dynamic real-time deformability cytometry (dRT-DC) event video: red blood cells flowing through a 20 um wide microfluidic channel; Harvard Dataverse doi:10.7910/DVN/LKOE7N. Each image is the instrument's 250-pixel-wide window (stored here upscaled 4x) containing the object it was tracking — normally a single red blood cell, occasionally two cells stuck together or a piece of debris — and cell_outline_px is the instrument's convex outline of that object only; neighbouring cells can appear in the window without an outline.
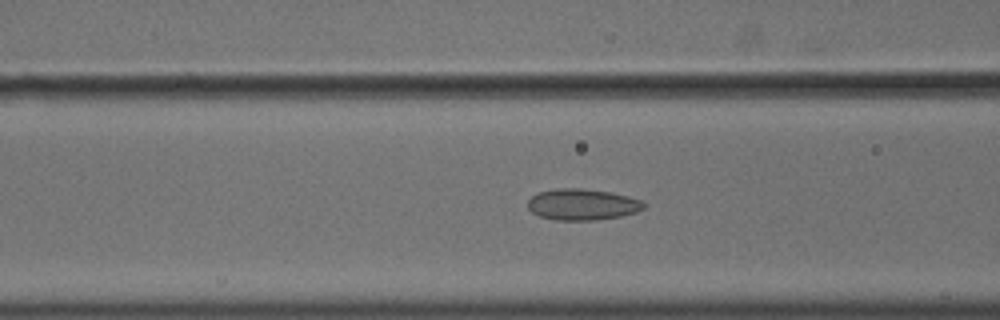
{"species": "common noctule bat (a hibernating species)", "species_latin": "Nyctalus noctula", "temperature_condition": "cold", "stored_images_in_passage": 56, "camera_frame_rate_fps": 3000, "um_per_image_px": 0.085, "animal": {"sex": "male", "body_mass_g": 18.8}, "frame": {"image": 1, "passage_image": 23, "time_ms": 7.333, "image_size_px": [1000, 320], "cell_outline_px": [[644, 208], [636, 212], [620, 216], [596, 220], [556, 220], [540, 216], [532, 212], [528, 208], [528, 200], [536, 192], [556, 188], [580, 188], [608, 192], [628, 196], [640, 200], [644, 204]], "centroid_in_image_um": [49.46, 17.37], "position_along_channel_um": 117.1, "area_um2": 21.04}}
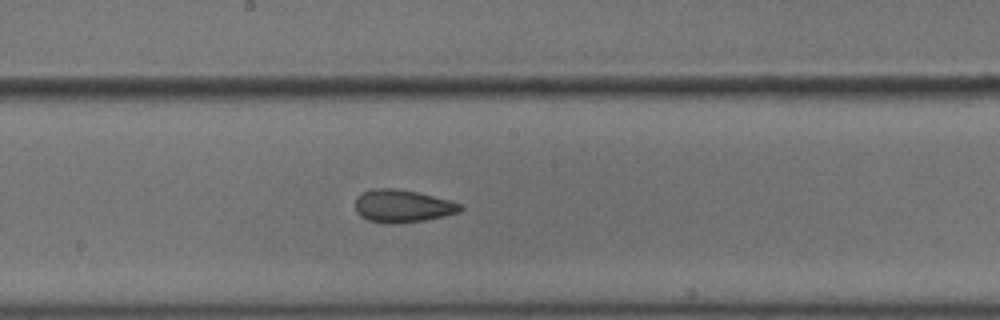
{"frame": {"image": 2, "passage_image": 31, "time_ms": 10.0, "image_size_px": [1000, 320], "cell_outline_px": [[464, 208], [460, 212], [424, 220], [396, 224], [388, 224], [368, 220], [360, 216], [356, 212], [356, 196], [360, 192], [372, 188], [396, 188], [420, 192], [464, 204]], "centroid_in_image_um": [34.21, 17.5], "position_along_channel_um": 214.0, "area_um2": 20.4}}
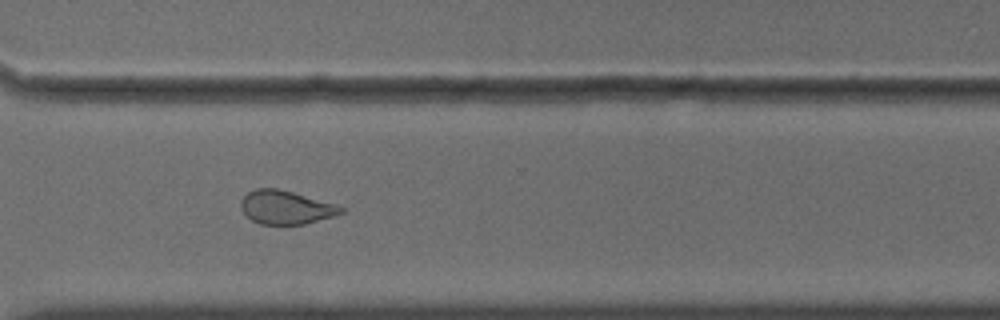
{"frame": {"image": 3, "passage_image": 42, "time_ms": 13.667, "image_size_px": [1000, 320], "cell_outline_px": [[344, 212], [332, 216], [304, 224], [260, 224], [252, 220], [240, 208], [240, 200], [248, 192], [256, 188], [276, 188], [292, 192], [336, 204], [344, 208]], "centroid_in_image_um": [24.27, 17.62], "position_along_channel_um": 346.3, "area_um2": 19.36}, "authors_computed_cell_mechanics": {"area_um2": 21.6461, "velocity_mm_per_s": 3.612, "shape_relaxation_time_tau1_ms": null, "shape_relaxation_time_tau2_ms": 1.8653, "deformation_change_tau1": null, "deformation_change_tau2": 0.0761}}